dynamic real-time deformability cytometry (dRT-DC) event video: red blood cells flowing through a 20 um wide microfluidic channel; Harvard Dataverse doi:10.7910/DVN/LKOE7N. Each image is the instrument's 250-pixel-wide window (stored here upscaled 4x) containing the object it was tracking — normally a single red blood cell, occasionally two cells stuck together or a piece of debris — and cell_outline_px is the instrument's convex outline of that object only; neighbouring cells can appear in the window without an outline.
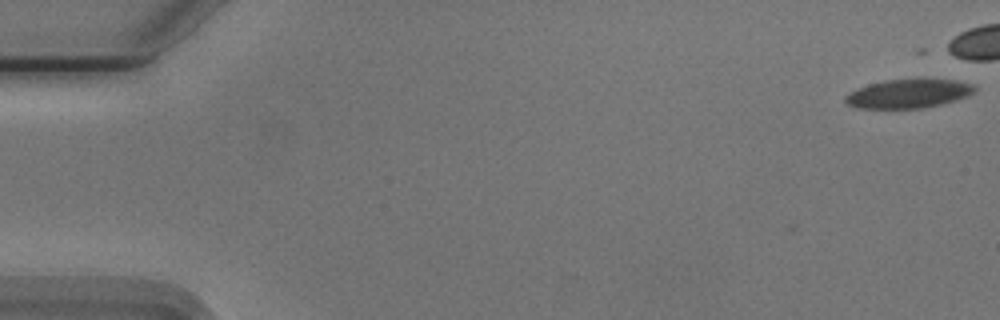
{"species": "Egyptian fruit bat (a non-hibernating species)", "species_latin": "Rousettus aegyptiacus", "temperature_condition": "cold", "stored_images_in_passage": 44, "camera_frame_rate_fps": 3000, "um_per_image_px": 0.085, "animal": {"sex": "male"}, "frame": {"image": 1, "passage_image": 1, "time_ms": 0.0, "image_size_px": [1000, 320], "cell_outline_px": [[976, 88], [968, 96], [956, 100], [940, 104], [920, 108], [860, 108], [848, 104], [844, 100], [844, 96], [860, 88], [884, 80], [916, 76], [924, 76], [956, 80], [972, 84]], "centroid_in_image_um": [77.28, 7.9], "position_along_channel_um": 7.7, "area_um2": 22.25}}
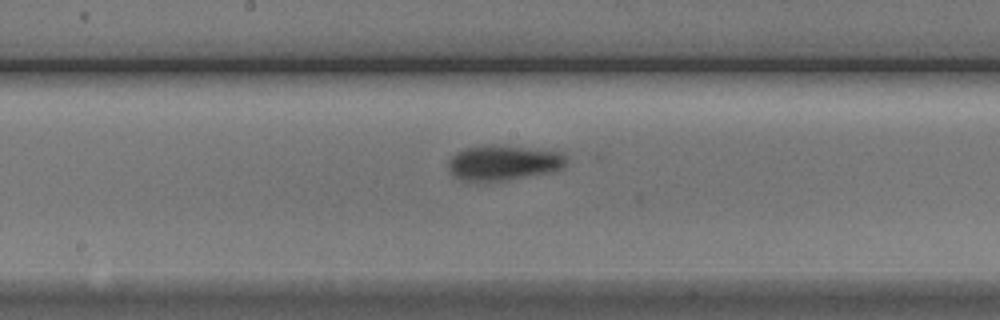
{"frame": {"image": 2, "passage_image": 29, "time_ms": 9.333, "image_size_px": [1000, 320], "cell_outline_px": [[568, 160], [564, 168], [552, 172], [508, 180], [460, 180], [448, 168], [448, 160], [456, 152], [464, 148], [484, 144], [504, 144], [564, 152]], "centroid_in_image_um": [42.85, 13.79], "position_along_channel_um": 205.3, "area_um2": 24.68}}
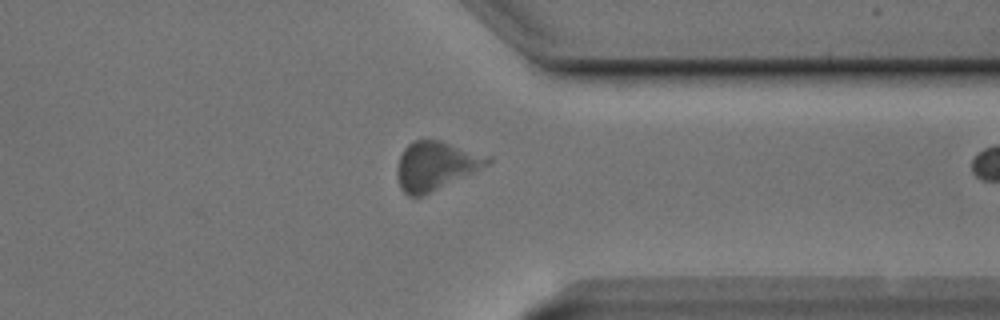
{"frame": {"image": 3, "passage_image": 43, "time_ms": 14.0, "image_size_px": [1000, 320], "cell_outline_px": [[492, 160], [488, 164], [424, 196], [408, 196], [400, 188], [396, 172], [396, 168], [400, 156], [404, 148], [408, 144], [416, 140], [440, 140], [492, 156]], "centroid_in_image_um": [37.01, 14.08], "position_along_channel_um": 374.4, "area_um2": 25.49}}